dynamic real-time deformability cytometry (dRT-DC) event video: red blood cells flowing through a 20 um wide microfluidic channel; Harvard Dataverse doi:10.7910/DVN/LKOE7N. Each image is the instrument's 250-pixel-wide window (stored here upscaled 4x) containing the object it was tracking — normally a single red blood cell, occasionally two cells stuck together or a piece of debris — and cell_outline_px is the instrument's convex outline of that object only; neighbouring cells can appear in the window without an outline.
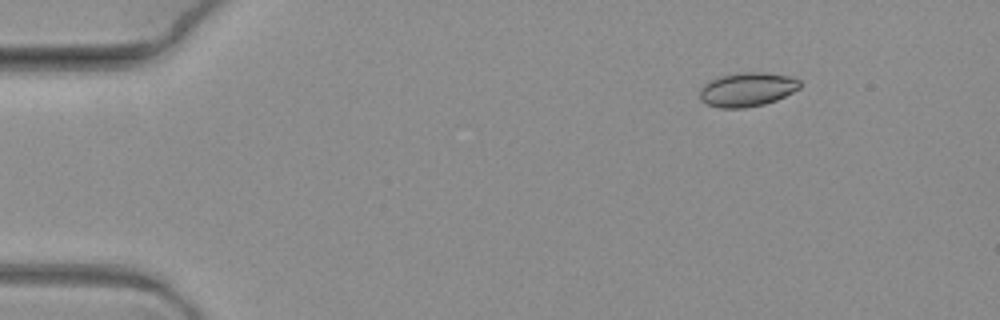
{"species": "common noctule bat (a hibernating species)", "species_latin": "Nyctalus noctula", "temperature_condition": "warm", "stored_images_in_passage": 2, "camera_frame_rate_fps": 3000, "um_per_image_px": 0.085, "animal": {"sex": "female", "body_mass_g": 19.3, "forearm_length_mm": 54.1}, "frame": {"image": 1, "passage_image": 1, "time_ms": 0.0, "image_size_px": [1000, 320], "cell_outline_px": [[800, 88], [776, 100], [764, 104], [744, 108], [720, 108], [708, 104], [700, 100], [700, 88], [708, 80], [720, 76], [740, 72], [764, 72], [788, 76], [800, 80]], "centroid_in_image_um": [63.48, 7.6], "position_along_channel_um": 21.5, "area_um2": 19.88}}